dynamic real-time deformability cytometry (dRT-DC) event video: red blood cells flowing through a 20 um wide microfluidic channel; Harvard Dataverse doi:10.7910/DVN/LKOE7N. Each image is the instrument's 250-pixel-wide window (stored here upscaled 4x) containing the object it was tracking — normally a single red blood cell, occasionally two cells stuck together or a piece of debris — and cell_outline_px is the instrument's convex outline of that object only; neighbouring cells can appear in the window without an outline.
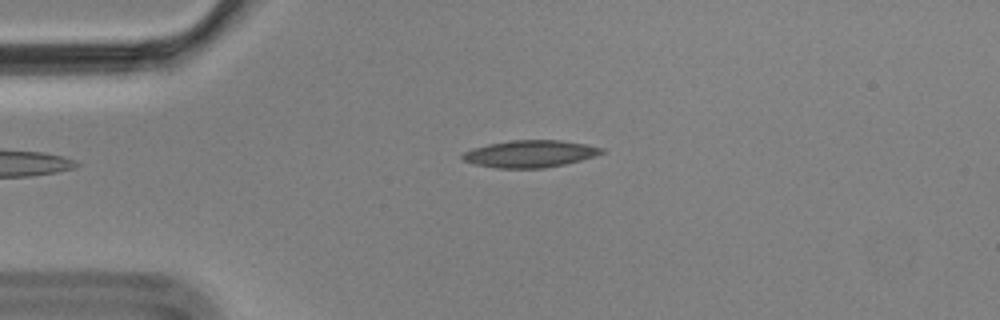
{"species": "Egyptian fruit bat (a non-hibernating species)", "species_latin": "Rousettus aegyptiacus", "temperature_condition": "cold", "stored_images_in_passage": 3, "camera_frame_rate_fps": 3000, "um_per_image_px": 0.085, "animal": {"sex": "male"}, "frame": {"image": 1, "passage_image": 3, "time_ms": 0.667, "image_size_px": [1000, 320], "cell_outline_px": [[608, 152], [580, 160], [564, 164], [544, 168], [496, 168], [476, 164], [464, 160], [460, 156], [464, 152], [472, 148], [488, 144], [512, 140], [560, 140], [588, 144], [604, 148]], "centroid_in_image_um": [45.09, 13.06], "position_along_channel_um": 39.9, "area_um2": 22.02}}